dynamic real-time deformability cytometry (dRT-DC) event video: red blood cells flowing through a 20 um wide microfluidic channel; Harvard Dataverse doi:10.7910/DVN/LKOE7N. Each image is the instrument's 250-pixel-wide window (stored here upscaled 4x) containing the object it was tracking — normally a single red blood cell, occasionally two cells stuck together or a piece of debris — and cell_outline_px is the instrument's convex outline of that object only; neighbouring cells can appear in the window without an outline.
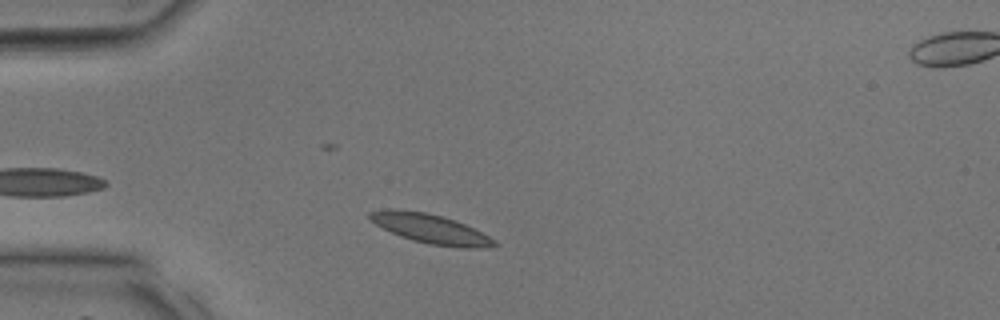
{"species": "common noctule bat (a hibernating species)", "species_latin": "Nyctalus noctula", "temperature_condition": "room temperature", "stored_images_in_passage": 28, "camera_frame_rate_fps": 3000, "um_per_image_px": 0.085, "animal": {"sex": "male", "body_mass_g": 17.9, "forearm_length_mm": 54.2}, "frame": {"image": 1, "passage_image": 4, "time_ms": 1.0, "image_size_px": [1000, 320], "cell_outline_px": [[500, 244], [484, 248], [460, 248], [428, 244], [412, 240], [400, 236], [368, 220], [368, 212], [384, 208], [388, 208], [424, 212], [440, 216], [464, 224], [496, 240]], "centroid_in_image_um": [36.56, 19.45], "position_along_channel_um": 48.4, "area_um2": 21.21}}
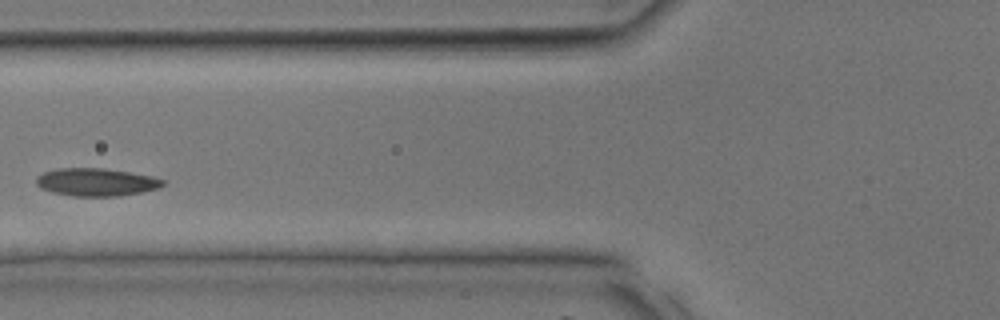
{"frame": {"image": 2, "passage_image": 9, "time_ms": 2.667, "image_size_px": [1000, 320], "cell_outline_px": [[164, 184], [160, 188], [120, 196], [72, 196], [52, 192], [40, 188], [36, 184], [36, 176], [44, 172], [56, 168], [104, 168], [152, 176], [164, 180]], "centroid_in_image_um": [8.15, 15.48], "position_along_channel_um": 117.6, "area_um2": 20.58}}
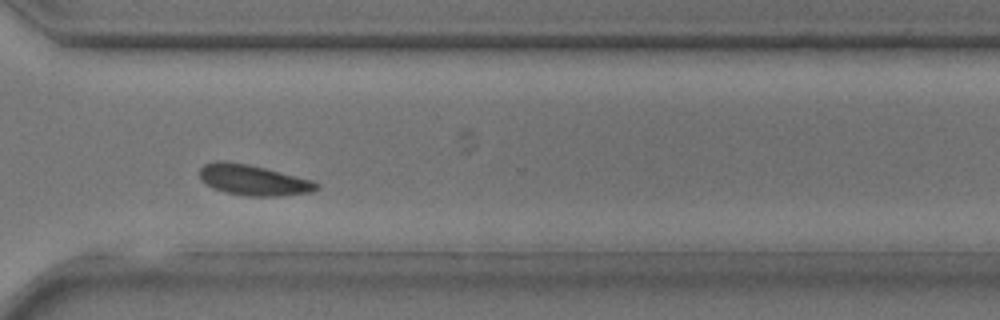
{"frame": {"image": 3, "passage_image": 22, "time_ms": 7.0, "image_size_px": [1000, 320], "cell_outline_px": [[320, 188], [312, 192], [280, 196], [248, 196], [224, 192], [212, 188], [200, 180], [200, 168], [204, 164], [224, 160], [248, 164], [312, 180], [320, 184]], "centroid_in_image_um": [21.53, 15.31], "position_along_channel_um": 349.1, "area_um2": 20.87}}